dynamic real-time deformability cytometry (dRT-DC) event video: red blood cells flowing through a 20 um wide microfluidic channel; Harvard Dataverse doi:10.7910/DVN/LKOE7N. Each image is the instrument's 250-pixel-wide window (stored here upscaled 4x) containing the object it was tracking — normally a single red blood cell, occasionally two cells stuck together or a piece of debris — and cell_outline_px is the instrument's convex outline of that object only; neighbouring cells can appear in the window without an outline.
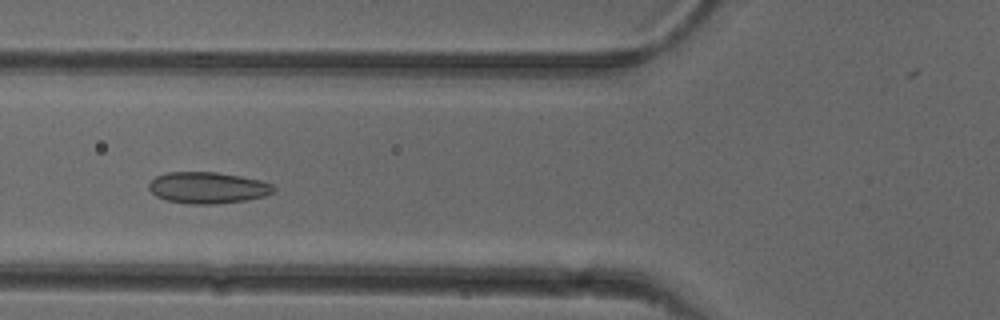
{"species": "common noctule bat (a hibernating species)", "species_latin": "Nyctalus noctula", "temperature_condition": "cold", "stored_images_in_passage": 42, "camera_frame_rate_fps": 3000, "um_per_image_px": 0.085, "animal": {"sex": "female"}, "frame": {"image": 1, "passage_image": 8, "time_ms": 2.333, "image_size_px": [1000, 320], "cell_outline_px": [[276, 188], [272, 192], [264, 196], [244, 200], [216, 204], [188, 204], [168, 200], [156, 196], [148, 188], [148, 184], [156, 176], [168, 172], [216, 172], [240, 176], [260, 180], [272, 184]], "centroid_in_image_um": [17.64, 15.95], "position_along_channel_um": 108.2, "area_um2": 22.72}}
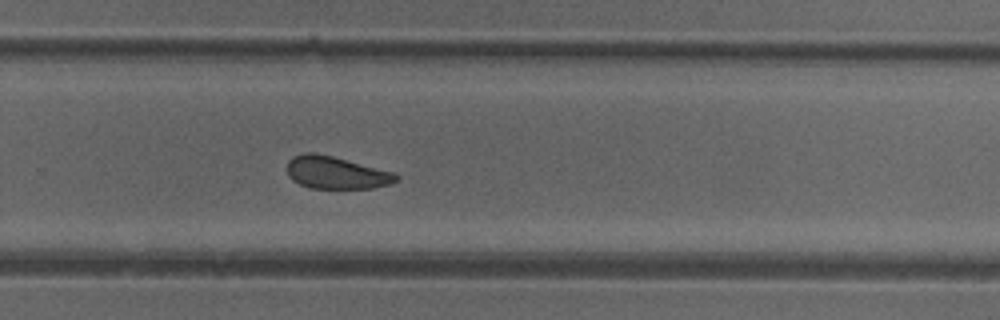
{"frame": {"image": 2, "passage_image": 23, "time_ms": 7.333, "image_size_px": [1000, 320], "cell_outline_px": [[400, 180], [388, 184], [372, 188], [308, 188], [292, 180], [288, 176], [288, 160], [292, 156], [304, 152], [316, 152], [396, 172], [400, 176]], "centroid_in_image_um": [28.58, 14.67], "position_along_channel_um": 301.2, "area_um2": 20.87}}
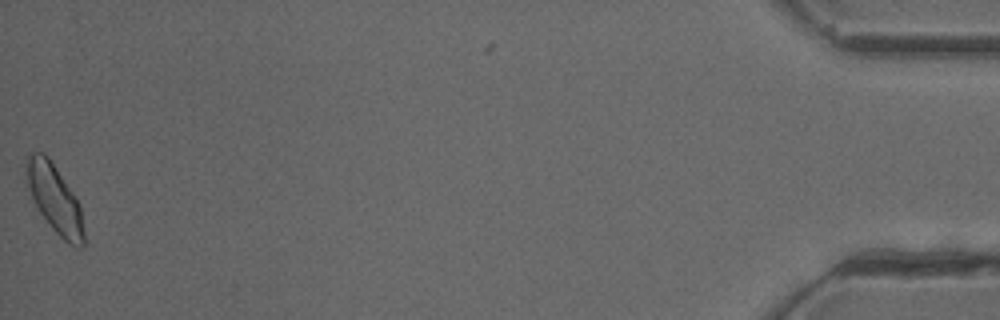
{"frame": {"image": 3, "passage_image": 41, "time_ms": 13.333, "image_size_px": [1000, 320], "cell_outline_px": [[84, 244], [80, 248], [76, 248], [68, 244], [52, 228], [40, 212], [32, 200], [24, 184], [24, 164], [28, 156], [32, 152], [44, 152], [48, 156], [80, 204], [84, 232]], "centroid_in_image_um": [4.59, 16.87], "position_along_channel_um": 430.6, "area_um2": 23.24}, "authors_computed_cell_mechanics": {"area_um2": 21.6461, "velocity_mm_per_s": 3.8633, "shape_relaxation_time_tau1_ms": 4.078, "shape_relaxation_time_tau2_ms": 2.3864, "deformation_change_tau1": 0.0851, "deformation_change_tau2": 0.0694}}